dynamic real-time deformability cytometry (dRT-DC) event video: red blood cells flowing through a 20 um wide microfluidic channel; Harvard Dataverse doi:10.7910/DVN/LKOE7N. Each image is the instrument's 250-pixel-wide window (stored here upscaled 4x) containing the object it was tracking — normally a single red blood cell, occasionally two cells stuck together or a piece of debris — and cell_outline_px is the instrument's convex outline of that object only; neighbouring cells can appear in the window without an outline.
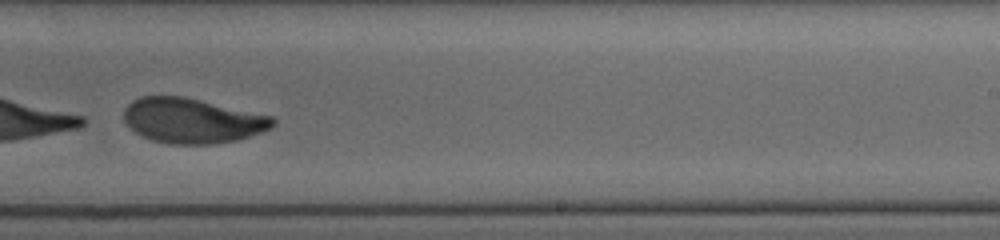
{"species": "human", "species_latin": "Homo sapiens", "temperature_condition": "cold", "stored_images_in_passage": 56, "camera_frame_rate_fps": 3000, "um_per_image_px": 0.085, "donor": {"sex": "female"}, "frame": {"image": 1, "passage_image": 34, "time_ms": 8.333, "image_size_px": [1000, 240], "cell_outline_px": [[276, 124], [272, 128], [236, 140], [212, 144], [168, 144], [152, 140], [136, 132], [124, 120], [124, 108], [132, 100], [140, 96], [184, 96], [272, 116], [276, 120]], "centroid_in_image_um": [16.34, 10.24], "position_along_channel_um": 272.7, "area_um2": 38.96}}
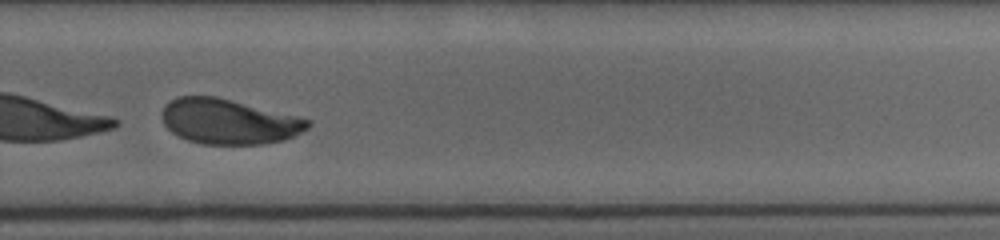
{"frame": {"image": 2, "passage_image": 38, "time_ms": 9.333, "image_size_px": [1000, 240], "cell_outline_px": [[312, 124], [308, 128], [284, 140], [264, 144], [200, 144], [188, 140], [172, 132], [164, 124], [160, 112], [164, 104], [180, 96], [216, 96], [312, 120]], "centroid_in_image_um": [19.42, 10.33], "position_along_channel_um": 310.4, "area_um2": 38.26}}
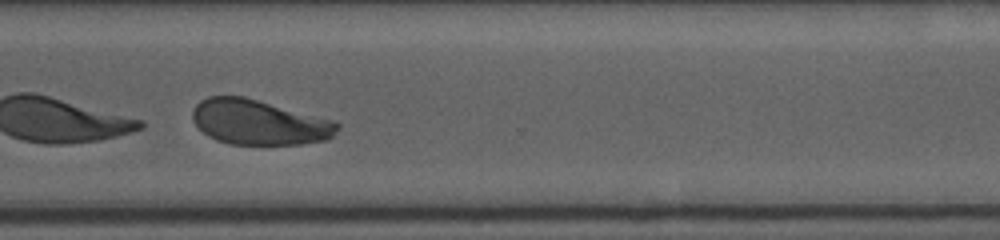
{"frame": {"image": 3, "passage_image": 42, "time_ms": 10.333, "image_size_px": [1000, 240], "cell_outline_px": [[340, 128], [328, 140], [300, 144], [228, 144], [216, 140], [208, 136], [192, 120], [192, 108], [200, 100], [208, 96], [244, 96], [332, 120], [340, 124]], "centroid_in_image_um": [21.99, 10.39], "position_along_channel_um": 348.6, "area_um2": 37.97}}